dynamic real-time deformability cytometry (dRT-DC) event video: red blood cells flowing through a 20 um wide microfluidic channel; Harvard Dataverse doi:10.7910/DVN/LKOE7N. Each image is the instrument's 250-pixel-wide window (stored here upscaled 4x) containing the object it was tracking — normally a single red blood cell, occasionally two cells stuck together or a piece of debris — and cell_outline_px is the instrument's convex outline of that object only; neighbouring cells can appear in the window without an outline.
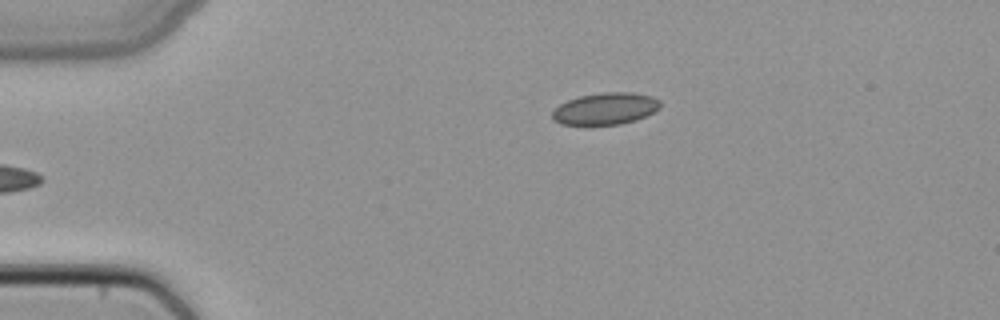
{"species": "common noctule bat (a hibernating species)", "species_latin": "Nyctalus noctula", "temperature_condition": "cold", "stored_images_in_passage": 5, "camera_frame_rate_fps": 3000, "um_per_image_px": 0.085, "animal": {"sex": "female", "body_mass_g": 22.7, "forearm_length_mm": 54.2}, "frame": {"image": 1, "passage_image": 5, "time_ms": 1.333, "image_size_px": [1000, 320], "cell_outline_px": [[660, 108], [636, 120], [620, 124], [584, 128], [560, 124], [552, 120], [552, 112], [560, 104], [568, 100], [580, 96], [604, 92], [632, 92], [652, 96], [660, 100]], "centroid_in_image_um": [51.4, 9.29], "position_along_channel_um": 33.6, "area_um2": 20.75}}